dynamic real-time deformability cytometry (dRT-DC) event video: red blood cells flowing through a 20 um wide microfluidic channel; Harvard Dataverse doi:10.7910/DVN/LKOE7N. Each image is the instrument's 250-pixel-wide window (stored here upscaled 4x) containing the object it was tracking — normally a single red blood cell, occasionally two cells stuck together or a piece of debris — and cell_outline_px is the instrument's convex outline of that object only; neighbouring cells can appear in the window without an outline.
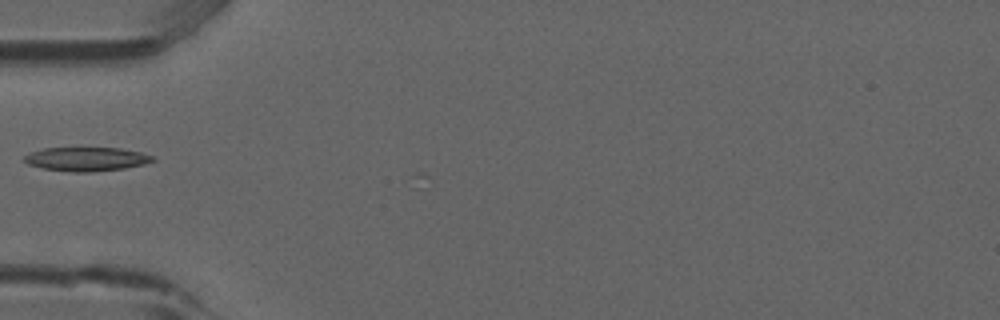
{"species": "common noctule bat (a hibernating species)", "species_latin": "Nyctalus noctula", "temperature_condition": "room temperature", "stored_images_in_passage": 2, "camera_frame_rate_fps": 3000, "um_per_image_px": 0.085, "animal": {"sex": "male", "forearm_length_mm": 52.5}, "frame": {"image": 1, "passage_image": 1, "time_ms": 0.0, "image_size_px": [1000, 320], "cell_outline_px": [[156, 160], [144, 164], [124, 168], [92, 172], [72, 172], [44, 168], [28, 164], [24, 160], [24, 156], [32, 152], [44, 148], [120, 148], [140, 152], [152, 156]], "centroid_in_image_um": [7.36, 13.52], "position_along_channel_um": 77.6, "area_um2": 17.69}}